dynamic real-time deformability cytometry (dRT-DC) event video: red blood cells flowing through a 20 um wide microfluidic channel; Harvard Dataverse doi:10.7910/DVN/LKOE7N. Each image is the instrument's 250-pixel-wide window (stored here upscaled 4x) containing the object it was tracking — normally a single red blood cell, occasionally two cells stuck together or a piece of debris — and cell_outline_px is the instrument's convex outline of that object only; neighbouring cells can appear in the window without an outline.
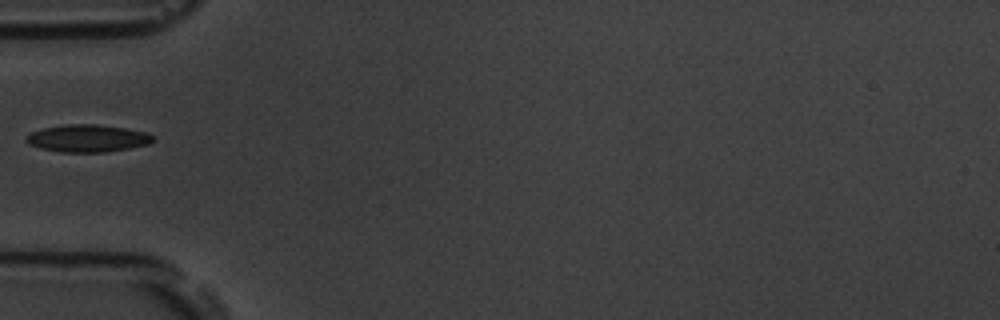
{"species": "common noctule bat (a hibernating species)", "species_latin": "Nyctalus noctula", "temperature_condition": "room temperature", "stored_images_in_passage": 38, "camera_frame_rate_fps": 3000, "um_per_image_px": 0.085, "animal": {"sex": "male", "body_mass_g": 19.5, "forearm_length_mm": 54.6}, "frame": {"image": 1, "passage_image": 1, "time_ms": 0.0, "image_size_px": [1000, 320], "cell_outline_px": [[156, 136], [148, 144], [128, 148], [104, 152], [60, 152], [40, 148], [28, 144], [24, 140], [24, 136], [32, 132], [44, 128], [68, 124], [96, 124], [124, 128], [148, 132]], "centroid_in_image_um": [7.42, 11.75], "position_along_channel_um": 77.6, "area_um2": 20.23}}
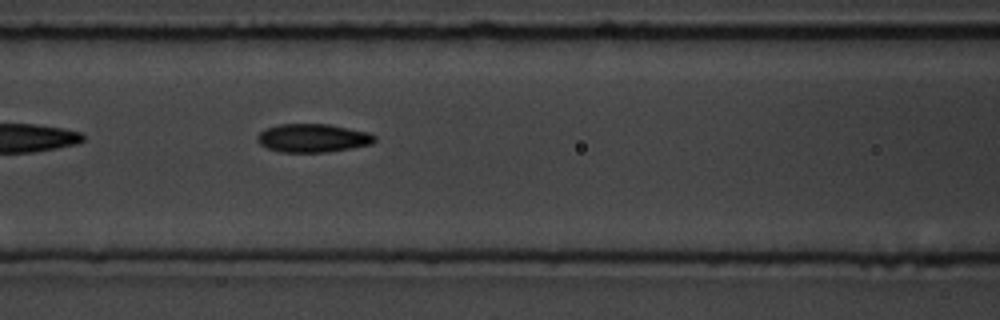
{"frame": {"image": 2, "passage_image": 6, "time_ms": 1.667, "image_size_px": [1000, 320], "cell_outline_px": [[376, 140], [372, 144], [352, 148], [324, 152], [280, 152], [268, 148], [260, 144], [256, 140], [256, 136], [260, 132], [276, 124], [328, 124], [368, 132], [376, 136]], "centroid_in_image_um": [26.59, 11.73], "position_along_channel_um": 140.0, "area_um2": 19.42}}